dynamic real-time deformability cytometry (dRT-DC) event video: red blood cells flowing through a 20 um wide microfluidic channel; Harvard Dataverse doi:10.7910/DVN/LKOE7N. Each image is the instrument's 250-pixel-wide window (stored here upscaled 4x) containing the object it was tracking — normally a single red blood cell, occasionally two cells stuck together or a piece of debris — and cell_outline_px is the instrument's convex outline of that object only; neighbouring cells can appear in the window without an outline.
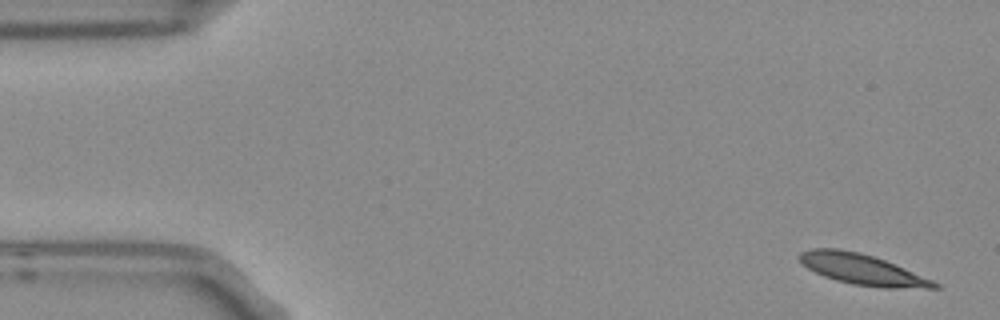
{"species": "Egyptian fruit bat (a non-hibernating species)", "species_latin": "Rousettus aegyptiacus", "temperature_condition": "room temperature", "stored_images_in_passage": 4, "camera_frame_rate_fps": 3000, "um_per_image_px": 0.085, "frame": {"image": 1, "passage_image": 1, "time_ms": 0.0, "image_size_px": [1000, 320], "cell_outline_px": [[940, 288], [884, 288], [852, 284], [836, 280], [824, 276], [808, 268], [800, 260], [800, 252], [812, 248], [840, 248], [860, 252], [884, 260], [932, 280], [940, 284]], "centroid_in_image_um": [73.28, 22.9], "position_along_channel_um": 11.7, "area_um2": 23.76}}